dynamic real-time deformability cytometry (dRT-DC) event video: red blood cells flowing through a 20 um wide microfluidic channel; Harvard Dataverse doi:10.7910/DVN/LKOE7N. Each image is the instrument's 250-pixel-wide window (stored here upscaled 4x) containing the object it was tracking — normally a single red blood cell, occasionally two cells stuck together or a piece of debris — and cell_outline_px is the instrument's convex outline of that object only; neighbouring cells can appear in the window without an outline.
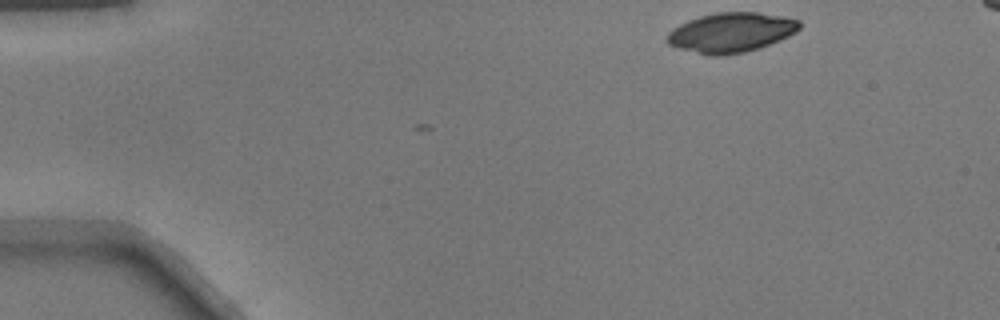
{"species": "common noctule bat (a hibernating species)", "species_latin": "Nyctalus noctula", "temperature_condition": "warm", "stored_images_in_passage": 3, "camera_frame_rate_fps": 3000, "um_per_image_px": 0.085, "animal": {"sex": "male", "body_mass_g": 17.9}, "frame": {"image": 1, "passage_image": 1, "time_ms": 0.0, "image_size_px": [1000, 320], "cell_outline_px": [[800, 28], [796, 32], [788, 36], [768, 44], [744, 52], [720, 56], [712, 56], [680, 48], [668, 44], [664, 40], [668, 32], [672, 28], [688, 20], [700, 16], [716, 12], [760, 12], [784, 16], [800, 20]], "centroid_in_image_um": [62.12, 2.74], "position_along_channel_um": 22.9, "area_um2": 30.58}}